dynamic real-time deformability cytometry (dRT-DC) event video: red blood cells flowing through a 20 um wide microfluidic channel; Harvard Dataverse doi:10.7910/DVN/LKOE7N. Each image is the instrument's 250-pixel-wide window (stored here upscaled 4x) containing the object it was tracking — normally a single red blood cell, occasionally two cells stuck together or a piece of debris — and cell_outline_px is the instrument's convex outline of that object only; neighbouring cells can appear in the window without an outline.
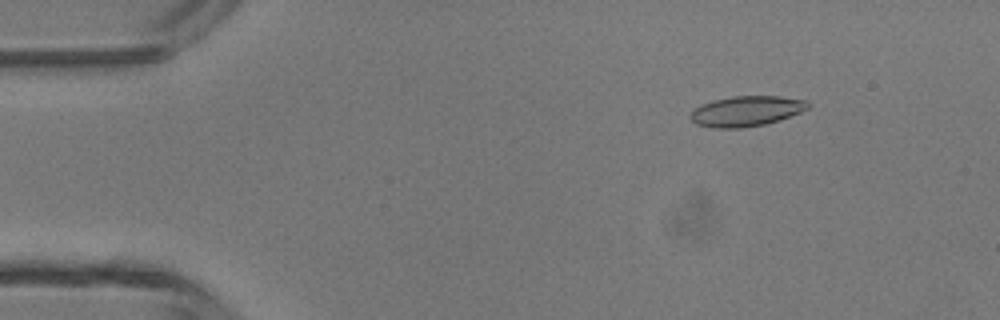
{"species": "common noctule bat (a hibernating species)", "species_latin": "Nyctalus noctula", "temperature_condition": "room temperature", "stored_images_in_passage": 47, "camera_frame_rate_fps": 3000, "um_per_image_px": 0.085, "animal": {"sex": "male", "body_mass_g": 13.3}, "frame": {"image": 1, "passage_image": 6, "time_ms": 1.667, "image_size_px": [1000, 320], "cell_outline_px": [[808, 108], [800, 112], [780, 120], [764, 124], [740, 128], [712, 128], [696, 124], [688, 116], [700, 104], [732, 96], [780, 96], [804, 100], [808, 104]], "centroid_in_image_um": [63.41, 9.45], "position_along_channel_um": 21.6, "area_um2": 20.58}}
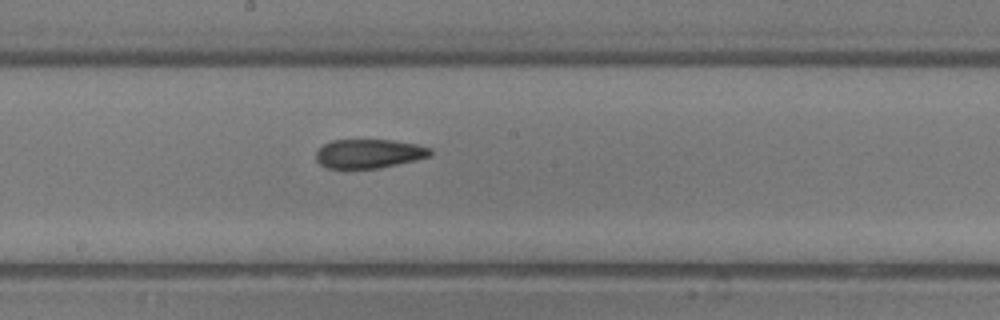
{"frame": {"image": 2, "passage_image": 25, "time_ms": 8.0, "image_size_px": [1000, 320], "cell_outline_px": [[432, 156], [416, 160], [380, 168], [328, 168], [320, 164], [316, 160], [316, 152], [324, 144], [332, 140], [392, 140], [416, 144], [432, 148]], "centroid_in_image_um": [31.39, 13.06], "position_along_channel_um": 216.8, "area_um2": 19.36}}
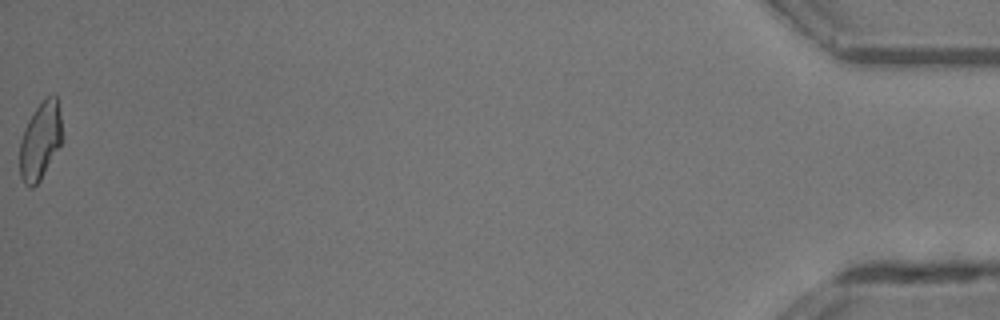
{"frame": {"image": 3, "passage_image": 47, "time_ms": 15.333, "image_size_px": [1000, 320], "cell_outline_px": [[60, 144], [40, 180], [32, 188], [28, 188], [24, 184], [20, 176], [20, 140], [24, 128], [28, 120], [36, 108], [48, 96], [56, 96], [60, 112]], "centroid_in_image_um": [3.38, 12.01], "position_along_channel_um": 431.8, "area_um2": 18.61}, "authors_computed_cell_mechanics": {"area_um2": 19.941, "velocity_mm_per_s": 4.3765, "shape_relaxation_time_tau1_ms": null, "shape_relaxation_time_tau2_ms": 3.9652, "deformation_change_tau1": null, "deformation_change_tau2": 0.1095}}